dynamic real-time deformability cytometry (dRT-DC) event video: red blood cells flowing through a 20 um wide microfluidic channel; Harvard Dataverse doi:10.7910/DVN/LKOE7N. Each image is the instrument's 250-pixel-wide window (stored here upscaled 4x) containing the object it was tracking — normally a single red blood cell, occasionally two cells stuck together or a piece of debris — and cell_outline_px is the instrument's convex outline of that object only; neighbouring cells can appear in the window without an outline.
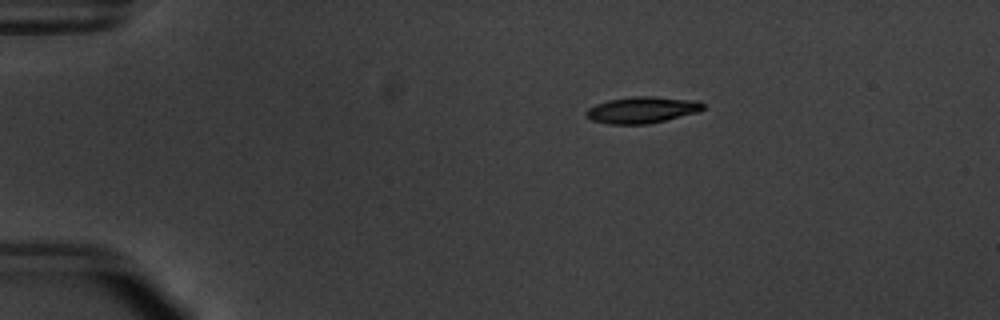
{"species": "common noctule bat (a hibernating species)", "species_latin": "Nyctalus noctula", "temperature_condition": "warm", "stored_images_in_passage": 55, "camera_frame_rate_fps": 3000, "um_per_image_px": 0.085, "animal": {"sex": "male", "body_mass_g": 20.1, "forearm_length_mm": 53.5}, "frame": {"image": 1, "passage_image": 11, "time_ms": 3.333, "image_size_px": [1000, 320], "cell_outline_px": [[704, 108], [700, 112], [648, 124], [608, 124], [592, 120], [584, 112], [588, 108], [596, 104], [608, 100], [632, 96], [652, 96], [700, 100], [704, 104]], "centroid_in_image_um": [54.62, 9.33], "position_along_channel_um": 30.4, "area_um2": 18.21}}
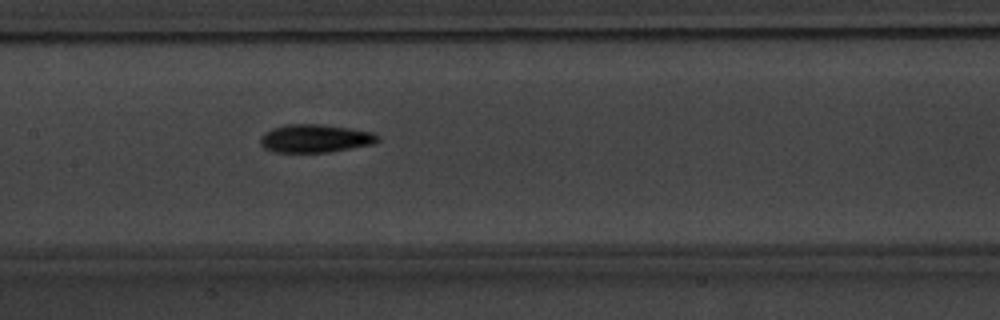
{"frame": {"image": 2, "passage_image": 28, "time_ms": 9.0, "image_size_px": [1000, 320], "cell_outline_px": [[380, 140], [372, 144], [328, 152], [276, 152], [264, 148], [260, 144], [260, 136], [264, 132], [272, 128], [284, 124], [320, 124], [348, 128], [372, 132], [380, 136]], "centroid_in_image_um": [26.75, 11.76], "position_along_channel_um": 180.6, "area_um2": 19.25}}
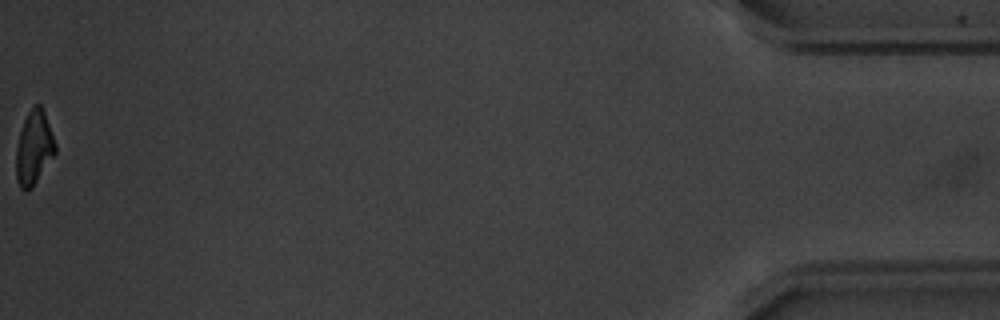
{"frame": {"image": 3, "passage_image": 55, "time_ms": 18.0, "image_size_px": [1000, 320], "cell_outline_px": [[56, 152], [32, 188], [24, 192], [20, 188], [16, 180], [16, 148], [20, 132], [24, 120], [28, 112], [36, 104], [40, 104], [44, 112], [56, 144]], "centroid_in_image_um": [2.87, 12.6], "position_along_channel_um": 432.3, "area_um2": 16.76}, "authors_computed_cell_mechanics": {"area_um2": 18.0336, "velocity_mm_per_s": 3.8038, "shape_relaxation_time_tau1_ms": 3.0848, "shape_relaxation_time_tau2_ms": 4.5703, "deformation_change_tau1": 0.1553, "deformation_change_tau2": 0.1212}}